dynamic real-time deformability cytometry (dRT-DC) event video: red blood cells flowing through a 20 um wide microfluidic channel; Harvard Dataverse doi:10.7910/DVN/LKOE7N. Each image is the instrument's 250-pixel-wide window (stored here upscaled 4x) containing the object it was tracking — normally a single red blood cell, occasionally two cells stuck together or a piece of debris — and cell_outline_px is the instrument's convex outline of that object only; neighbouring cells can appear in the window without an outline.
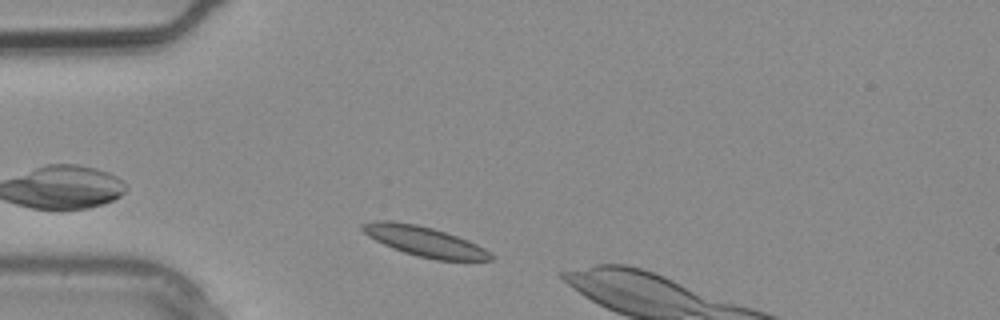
{"species": "common noctule bat (a hibernating species)", "species_latin": "Nyctalus noctula", "temperature_condition": "warm", "stored_images_in_passage": 2, "camera_frame_rate_fps": 3000, "um_per_image_px": 0.085, "animal": {"sex": "male", "body_mass_g": 20.4}, "frame": {"image": 1, "passage_image": 1, "time_ms": 0.0, "image_size_px": [1000, 320], "cell_outline_px": [[492, 260], [436, 260], [416, 256], [404, 252], [384, 244], [368, 236], [360, 228], [360, 224], [376, 220], [392, 220], [416, 224], [432, 228], [468, 240], [484, 248], [492, 256]], "centroid_in_image_um": [36.03, 20.5], "position_along_channel_um": 49.0, "area_um2": 22.14}}